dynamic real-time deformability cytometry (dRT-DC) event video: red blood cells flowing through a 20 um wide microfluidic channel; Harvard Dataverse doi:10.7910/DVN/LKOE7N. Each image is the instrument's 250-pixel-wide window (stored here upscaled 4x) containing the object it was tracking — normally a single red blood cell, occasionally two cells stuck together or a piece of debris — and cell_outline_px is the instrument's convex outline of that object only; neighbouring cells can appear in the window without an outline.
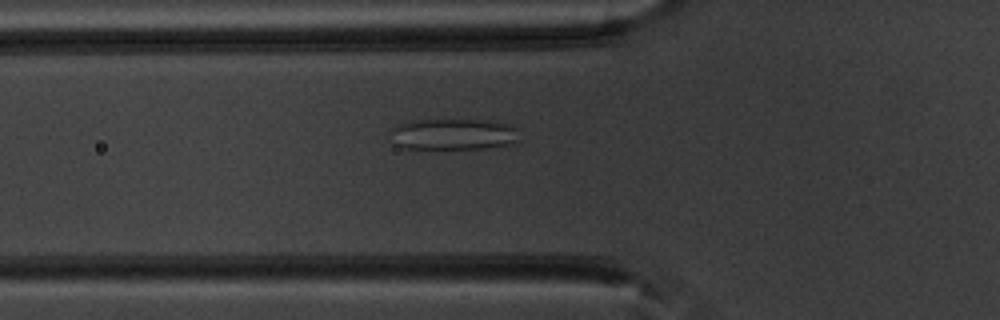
{"species": "common noctule bat (a hibernating species)", "species_latin": "Nyctalus noctula", "temperature_condition": "warm", "stored_images_in_passage": 54, "camera_frame_rate_fps": 3000, "um_per_image_px": 0.085, "animal": {"sex": "male", "body_mass_g": 20.1, "forearm_length_mm": 53.5}, "frame": {"image": 1, "passage_image": 20, "time_ms": 6.333, "image_size_px": [1000, 320], "cell_outline_px": [[520, 140], [516, 144], [488, 148], [404, 148], [392, 144], [392, 128], [400, 124], [412, 120], [488, 120], [512, 124], [516, 128]], "centroid_in_image_um": [38.61, 11.41], "position_along_channel_um": 87.2, "area_um2": 23.7}}
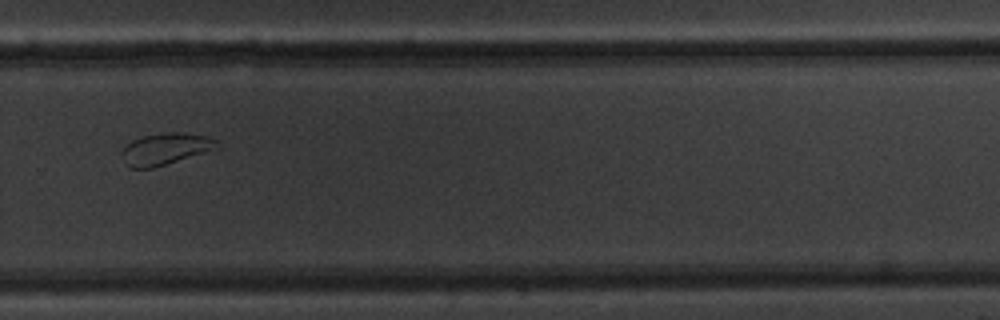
{"frame": {"image": 2, "passage_image": 38, "time_ms": 12.333, "image_size_px": [1000, 320], "cell_outline_px": [[224, 148], [152, 168], [128, 168], [124, 164], [120, 156], [120, 152], [132, 140], [144, 136], [164, 132], [184, 132], [208, 136], [216, 140]], "centroid_in_image_um": [14.12, 12.66], "position_along_channel_um": 315.7, "area_um2": 18.15}}
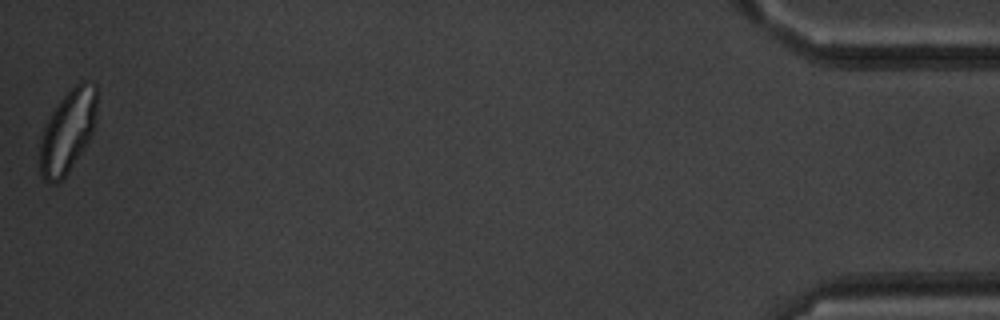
{"frame": {"image": 3, "passage_image": 54, "time_ms": 17.667, "image_size_px": [1000, 320], "cell_outline_px": [[96, 120], [92, 132], [84, 148], [68, 172], [56, 184], [52, 184], [44, 180], [40, 176], [40, 144], [44, 128], [52, 112], [60, 100], [80, 80], [92, 80], [96, 84]], "centroid_in_image_um": [5.77, 11.15], "position_along_channel_um": 429.4, "area_um2": 27.34}, "authors_computed_cell_mechanics": {"area_um2": 26.4435, "velocity_mm_per_s": 3.8022, "shape_relaxation_time_tau1_ms": null, "shape_relaxation_time_tau2_ms": 0.969, "deformation_change_tau1": null, "deformation_change_tau2": 0.0654}}